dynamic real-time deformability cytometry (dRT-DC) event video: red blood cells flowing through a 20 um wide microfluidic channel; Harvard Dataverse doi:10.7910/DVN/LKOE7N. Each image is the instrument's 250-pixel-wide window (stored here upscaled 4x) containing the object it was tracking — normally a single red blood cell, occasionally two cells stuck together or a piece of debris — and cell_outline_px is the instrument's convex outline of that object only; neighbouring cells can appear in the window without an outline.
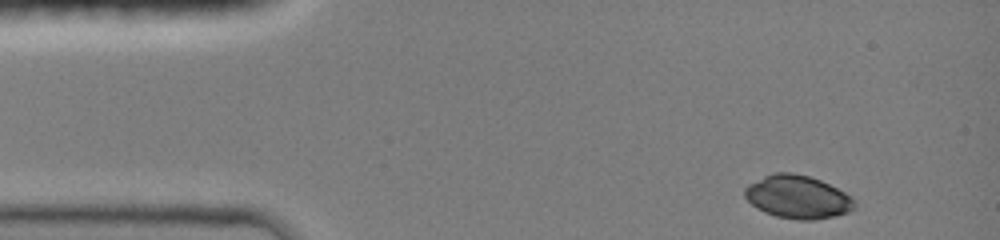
{"species": "common noctule bat (a hibernating species)", "species_latin": "Nyctalus noctula", "temperature_condition": "room temperature", "stored_images_in_passage": 8, "camera_frame_rate_fps": 3000, "um_per_image_px": 0.085, "animal": {"sex": "female", "body_mass_g": 19.0, "forearm_length_mm": 51.5}, "frame": {"image": 1, "passage_image": 1, "time_ms": 0.0, "image_size_px": [1000, 240], "cell_outline_px": [[856, 208], [848, 212], [836, 216], [812, 220], [800, 220], [776, 216], [764, 212], [756, 208], [744, 196], [744, 188], [748, 184], [764, 176], [776, 172], [792, 172], [808, 176], [820, 180], [844, 192], [856, 200]], "centroid_in_image_um": [67.8, 16.75], "position_along_channel_um": 17.2, "area_um2": 27.63}}
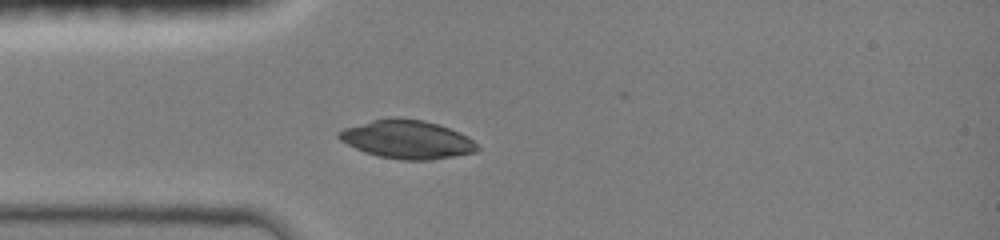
{"frame": {"image": 2, "passage_image": 6, "time_ms": 2.667, "image_size_px": [1000, 240], "cell_outline_px": [[480, 148], [476, 152], [432, 160], [400, 160], [380, 156], [364, 152], [340, 140], [336, 136], [344, 128], [372, 120], [396, 116], [424, 120], [448, 128], [468, 136]], "centroid_in_image_um": [34.61, 11.85], "position_along_channel_um": 50.4, "area_um2": 30.92}}